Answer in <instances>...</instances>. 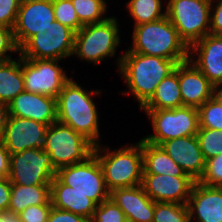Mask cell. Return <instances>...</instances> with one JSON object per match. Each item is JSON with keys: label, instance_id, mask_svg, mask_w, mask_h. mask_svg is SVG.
I'll list each match as a JSON object with an SVG mask.
<instances>
[{"label": "cell", "instance_id": "1", "mask_svg": "<svg viewBox=\"0 0 222 222\" xmlns=\"http://www.w3.org/2000/svg\"><path fill=\"white\" fill-rule=\"evenodd\" d=\"M178 64L175 60L157 56L123 52L116 65L128 92L122 91L121 94H132L141 110L154 95L158 84L174 72Z\"/></svg>", "mask_w": 222, "mask_h": 222}, {"label": "cell", "instance_id": "2", "mask_svg": "<svg viewBox=\"0 0 222 222\" xmlns=\"http://www.w3.org/2000/svg\"><path fill=\"white\" fill-rule=\"evenodd\" d=\"M102 91L85 90L81 84L70 78L57 97V122L71 127L95 146L100 145L99 113L95 96Z\"/></svg>", "mask_w": 222, "mask_h": 222}, {"label": "cell", "instance_id": "3", "mask_svg": "<svg viewBox=\"0 0 222 222\" xmlns=\"http://www.w3.org/2000/svg\"><path fill=\"white\" fill-rule=\"evenodd\" d=\"M132 45L124 52H136L183 63L189 60V48L165 16L133 27Z\"/></svg>", "mask_w": 222, "mask_h": 222}, {"label": "cell", "instance_id": "4", "mask_svg": "<svg viewBox=\"0 0 222 222\" xmlns=\"http://www.w3.org/2000/svg\"><path fill=\"white\" fill-rule=\"evenodd\" d=\"M128 145L113 151L102 144L94 148L93 154L101 165L104 180L110 192L113 189L138 186L142 183V139Z\"/></svg>", "mask_w": 222, "mask_h": 222}, {"label": "cell", "instance_id": "5", "mask_svg": "<svg viewBox=\"0 0 222 222\" xmlns=\"http://www.w3.org/2000/svg\"><path fill=\"white\" fill-rule=\"evenodd\" d=\"M119 30L118 19L114 16L101 23L84 25L75 33L73 56L95 66L114 57L122 41Z\"/></svg>", "mask_w": 222, "mask_h": 222}, {"label": "cell", "instance_id": "6", "mask_svg": "<svg viewBox=\"0 0 222 222\" xmlns=\"http://www.w3.org/2000/svg\"><path fill=\"white\" fill-rule=\"evenodd\" d=\"M94 148L95 145L82 134L59 122L48 126L42 147L49 153L56 170L87 160Z\"/></svg>", "mask_w": 222, "mask_h": 222}, {"label": "cell", "instance_id": "7", "mask_svg": "<svg viewBox=\"0 0 222 222\" xmlns=\"http://www.w3.org/2000/svg\"><path fill=\"white\" fill-rule=\"evenodd\" d=\"M166 17L190 48L210 33L211 0H168Z\"/></svg>", "mask_w": 222, "mask_h": 222}, {"label": "cell", "instance_id": "8", "mask_svg": "<svg viewBox=\"0 0 222 222\" xmlns=\"http://www.w3.org/2000/svg\"><path fill=\"white\" fill-rule=\"evenodd\" d=\"M146 113L153 133L143 139L151 144L160 145L164 141L179 137L196 135L199 130L198 109L183 106L165 110H142Z\"/></svg>", "mask_w": 222, "mask_h": 222}, {"label": "cell", "instance_id": "9", "mask_svg": "<svg viewBox=\"0 0 222 222\" xmlns=\"http://www.w3.org/2000/svg\"><path fill=\"white\" fill-rule=\"evenodd\" d=\"M74 42L75 32L55 20L31 36L19 48V55L27 59H68L73 57Z\"/></svg>", "mask_w": 222, "mask_h": 222}, {"label": "cell", "instance_id": "10", "mask_svg": "<svg viewBox=\"0 0 222 222\" xmlns=\"http://www.w3.org/2000/svg\"><path fill=\"white\" fill-rule=\"evenodd\" d=\"M57 170L42 148L10 154L9 181L22 186L50 185Z\"/></svg>", "mask_w": 222, "mask_h": 222}, {"label": "cell", "instance_id": "11", "mask_svg": "<svg viewBox=\"0 0 222 222\" xmlns=\"http://www.w3.org/2000/svg\"><path fill=\"white\" fill-rule=\"evenodd\" d=\"M56 177L63 184L86 195L97 205L110 197L101 165L94 154L81 163L58 169Z\"/></svg>", "mask_w": 222, "mask_h": 222}, {"label": "cell", "instance_id": "12", "mask_svg": "<svg viewBox=\"0 0 222 222\" xmlns=\"http://www.w3.org/2000/svg\"><path fill=\"white\" fill-rule=\"evenodd\" d=\"M61 60L27 59L22 57L24 89L30 93L57 98L64 84L71 78Z\"/></svg>", "mask_w": 222, "mask_h": 222}, {"label": "cell", "instance_id": "13", "mask_svg": "<svg viewBox=\"0 0 222 222\" xmlns=\"http://www.w3.org/2000/svg\"><path fill=\"white\" fill-rule=\"evenodd\" d=\"M47 128L32 119L9 116L1 141L10 154L42 148Z\"/></svg>", "mask_w": 222, "mask_h": 222}, {"label": "cell", "instance_id": "14", "mask_svg": "<svg viewBox=\"0 0 222 222\" xmlns=\"http://www.w3.org/2000/svg\"><path fill=\"white\" fill-rule=\"evenodd\" d=\"M195 182L190 176L143 174L141 185L154 202L187 204Z\"/></svg>", "mask_w": 222, "mask_h": 222}, {"label": "cell", "instance_id": "15", "mask_svg": "<svg viewBox=\"0 0 222 222\" xmlns=\"http://www.w3.org/2000/svg\"><path fill=\"white\" fill-rule=\"evenodd\" d=\"M53 21H55L53 0L21 3L13 27L18 48Z\"/></svg>", "mask_w": 222, "mask_h": 222}, {"label": "cell", "instance_id": "16", "mask_svg": "<svg viewBox=\"0 0 222 222\" xmlns=\"http://www.w3.org/2000/svg\"><path fill=\"white\" fill-rule=\"evenodd\" d=\"M189 60L214 85L222 84V35L209 33L189 48Z\"/></svg>", "mask_w": 222, "mask_h": 222}, {"label": "cell", "instance_id": "17", "mask_svg": "<svg viewBox=\"0 0 222 222\" xmlns=\"http://www.w3.org/2000/svg\"><path fill=\"white\" fill-rule=\"evenodd\" d=\"M8 106L10 116L32 119L48 126L57 122V98L24 90Z\"/></svg>", "mask_w": 222, "mask_h": 222}, {"label": "cell", "instance_id": "18", "mask_svg": "<svg viewBox=\"0 0 222 222\" xmlns=\"http://www.w3.org/2000/svg\"><path fill=\"white\" fill-rule=\"evenodd\" d=\"M160 146L194 181L200 180L206 161L196 135L164 141Z\"/></svg>", "mask_w": 222, "mask_h": 222}, {"label": "cell", "instance_id": "19", "mask_svg": "<svg viewBox=\"0 0 222 222\" xmlns=\"http://www.w3.org/2000/svg\"><path fill=\"white\" fill-rule=\"evenodd\" d=\"M190 222H222V187L196 181L187 202Z\"/></svg>", "mask_w": 222, "mask_h": 222}, {"label": "cell", "instance_id": "20", "mask_svg": "<svg viewBox=\"0 0 222 222\" xmlns=\"http://www.w3.org/2000/svg\"><path fill=\"white\" fill-rule=\"evenodd\" d=\"M178 80L183 106L198 109L214 95V85L190 60L178 64Z\"/></svg>", "mask_w": 222, "mask_h": 222}, {"label": "cell", "instance_id": "21", "mask_svg": "<svg viewBox=\"0 0 222 222\" xmlns=\"http://www.w3.org/2000/svg\"><path fill=\"white\" fill-rule=\"evenodd\" d=\"M109 198L124 212L127 222H153L155 202L142 185L113 189Z\"/></svg>", "mask_w": 222, "mask_h": 222}, {"label": "cell", "instance_id": "22", "mask_svg": "<svg viewBox=\"0 0 222 222\" xmlns=\"http://www.w3.org/2000/svg\"><path fill=\"white\" fill-rule=\"evenodd\" d=\"M50 201L52 207L81 215L89 221L97 207L94 201L63 184L56 176L50 184Z\"/></svg>", "mask_w": 222, "mask_h": 222}, {"label": "cell", "instance_id": "23", "mask_svg": "<svg viewBox=\"0 0 222 222\" xmlns=\"http://www.w3.org/2000/svg\"><path fill=\"white\" fill-rule=\"evenodd\" d=\"M142 152L143 174L189 176L160 145L151 144L142 138Z\"/></svg>", "mask_w": 222, "mask_h": 222}, {"label": "cell", "instance_id": "24", "mask_svg": "<svg viewBox=\"0 0 222 222\" xmlns=\"http://www.w3.org/2000/svg\"><path fill=\"white\" fill-rule=\"evenodd\" d=\"M183 107L178 80V65L175 71L165 77L157 86L154 95L142 110H165Z\"/></svg>", "mask_w": 222, "mask_h": 222}, {"label": "cell", "instance_id": "25", "mask_svg": "<svg viewBox=\"0 0 222 222\" xmlns=\"http://www.w3.org/2000/svg\"><path fill=\"white\" fill-rule=\"evenodd\" d=\"M31 205H52L50 201V185L22 186L11 184L8 213L18 215Z\"/></svg>", "mask_w": 222, "mask_h": 222}, {"label": "cell", "instance_id": "26", "mask_svg": "<svg viewBox=\"0 0 222 222\" xmlns=\"http://www.w3.org/2000/svg\"><path fill=\"white\" fill-rule=\"evenodd\" d=\"M22 75V57L0 62V103L9 104L19 93L24 91Z\"/></svg>", "mask_w": 222, "mask_h": 222}, {"label": "cell", "instance_id": "27", "mask_svg": "<svg viewBox=\"0 0 222 222\" xmlns=\"http://www.w3.org/2000/svg\"><path fill=\"white\" fill-rule=\"evenodd\" d=\"M162 2V0H128L125 7L127 6L126 9L134 20L133 26L164 18L166 16V0L164 5Z\"/></svg>", "mask_w": 222, "mask_h": 222}, {"label": "cell", "instance_id": "28", "mask_svg": "<svg viewBox=\"0 0 222 222\" xmlns=\"http://www.w3.org/2000/svg\"><path fill=\"white\" fill-rule=\"evenodd\" d=\"M79 21L83 24L101 23L108 19L106 0H71Z\"/></svg>", "mask_w": 222, "mask_h": 222}, {"label": "cell", "instance_id": "29", "mask_svg": "<svg viewBox=\"0 0 222 222\" xmlns=\"http://www.w3.org/2000/svg\"><path fill=\"white\" fill-rule=\"evenodd\" d=\"M153 222H190L187 204L155 202Z\"/></svg>", "mask_w": 222, "mask_h": 222}, {"label": "cell", "instance_id": "30", "mask_svg": "<svg viewBox=\"0 0 222 222\" xmlns=\"http://www.w3.org/2000/svg\"><path fill=\"white\" fill-rule=\"evenodd\" d=\"M199 128L222 130V105L213 96L198 108Z\"/></svg>", "mask_w": 222, "mask_h": 222}, {"label": "cell", "instance_id": "31", "mask_svg": "<svg viewBox=\"0 0 222 222\" xmlns=\"http://www.w3.org/2000/svg\"><path fill=\"white\" fill-rule=\"evenodd\" d=\"M196 136L205 161L222 153V130L199 128Z\"/></svg>", "mask_w": 222, "mask_h": 222}, {"label": "cell", "instance_id": "32", "mask_svg": "<svg viewBox=\"0 0 222 222\" xmlns=\"http://www.w3.org/2000/svg\"><path fill=\"white\" fill-rule=\"evenodd\" d=\"M55 20L75 33L84 25L79 21L71 0H53Z\"/></svg>", "mask_w": 222, "mask_h": 222}, {"label": "cell", "instance_id": "33", "mask_svg": "<svg viewBox=\"0 0 222 222\" xmlns=\"http://www.w3.org/2000/svg\"><path fill=\"white\" fill-rule=\"evenodd\" d=\"M89 222H127V220L119 206L111 198H108L97 205Z\"/></svg>", "mask_w": 222, "mask_h": 222}, {"label": "cell", "instance_id": "34", "mask_svg": "<svg viewBox=\"0 0 222 222\" xmlns=\"http://www.w3.org/2000/svg\"><path fill=\"white\" fill-rule=\"evenodd\" d=\"M212 187H222V153L206 160L205 171L198 181Z\"/></svg>", "mask_w": 222, "mask_h": 222}, {"label": "cell", "instance_id": "35", "mask_svg": "<svg viewBox=\"0 0 222 222\" xmlns=\"http://www.w3.org/2000/svg\"><path fill=\"white\" fill-rule=\"evenodd\" d=\"M12 53L19 54L13 28L0 26V62L12 60Z\"/></svg>", "mask_w": 222, "mask_h": 222}, {"label": "cell", "instance_id": "36", "mask_svg": "<svg viewBox=\"0 0 222 222\" xmlns=\"http://www.w3.org/2000/svg\"><path fill=\"white\" fill-rule=\"evenodd\" d=\"M52 205H31L18 214L19 222H47Z\"/></svg>", "mask_w": 222, "mask_h": 222}, {"label": "cell", "instance_id": "37", "mask_svg": "<svg viewBox=\"0 0 222 222\" xmlns=\"http://www.w3.org/2000/svg\"><path fill=\"white\" fill-rule=\"evenodd\" d=\"M20 4V0H0V26L14 27Z\"/></svg>", "mask_w": 222, "mask_h": 222}, {"label": "cell", "instance_id": "38", "mask_svg": "<svg viewBox=\"0 0 222 222\" xmlns=\"http://www.w3.org/2000/svg\"><path fill=\"white\" fill-rule=\"evenodd\" d=\"M210 33L222 35V0H211Z\"/></svg>", "mask_w": 222, "mask_h": 222}, {"label": "cell", "instance_id": "39", "mask_svg": "<svg viewBox=\"0 0 222 222\" xmlns=\"http://www.w3.org/2000/svg\"><path fill=\"white\" fill-rule=\"evenodd\" d=\"M47 222H89V220L70 211L52 207Z\"/></svg>", "mask_w": 222, "mask_h": 222}, {"label": "cell", "instance_id": "40", "mask_svg": "<svg viewBox=\"0 0 222 222\" xmlns=\"http://www.w3.org/2000/svg\"><path fill=\"white\" fill-rule=\"evenodd\" d=\"M11 198V182L9 178H0V213L8 212Z\"/></svg>", "mask_w": 222, "mask_h": 222}, {"label": "cell", "instance_id": "41", "mask_svg": "<svg viewBox=\"0 0 222 222\" xmlns=\"http://www.w3.org/2000/svg\"><path fill=\"white\" fill-rule=\"evenodd\" d=\"M9 163L10 153L0 140V178H7L9 176Z\"/></svg>", "mask_w": 222, "mask_h": 222}, {"label": "cell", "instance_id": "42", "mask_svg": "<svg viewBox=\"0 0 222 222\" xmlns=\"http://www.w3.org/2000/svg\"><path fill=\"white\" fill-rule=\"evenodd\" d=\"M9 116V106L7 104L0 103V140L2 139Z\"/></svg>", "mask_w": 222, "mask_h": 222}, {"label": "cell", "instance_id": "43", "mask_svg": "<svg viewBox=\"0 0 222 222\" xmlns=\"http://www.w3.org/2000/svg\"><path fill=\"white\" fill-rule=\"evenodd\" d=\"M0 222H18V215L11 213H0Z\"/></svg>", "mask_w": 222, "mask_h": 222}, {"label": "cell", "instance_id": "44", "mask_svg": "<svg viewBox=\"0 0 222 222\" xmlns=\"http://www.w3.org/2000/svg\"><path fill=\"white\" fill-rule=\"evenodd\" d=\"M222 105V84L214 86V95H213Z\"/></svg>", "mask_w": 222, "mask_h": 222}, {"label": "cell", "instance_id": "45", "mask_svg": "<svg viewBox=\"0 0 222 222\" xmlns=\"http://www.w3.org/2000/svg\"><path fill=\"white\" fill-rule=\"evenodd\" d=\"M37 1H45V0H20V3H31V2H37Z\"/></svg>", "mask_w": 222, "mask_h": 222}]
</instances>
